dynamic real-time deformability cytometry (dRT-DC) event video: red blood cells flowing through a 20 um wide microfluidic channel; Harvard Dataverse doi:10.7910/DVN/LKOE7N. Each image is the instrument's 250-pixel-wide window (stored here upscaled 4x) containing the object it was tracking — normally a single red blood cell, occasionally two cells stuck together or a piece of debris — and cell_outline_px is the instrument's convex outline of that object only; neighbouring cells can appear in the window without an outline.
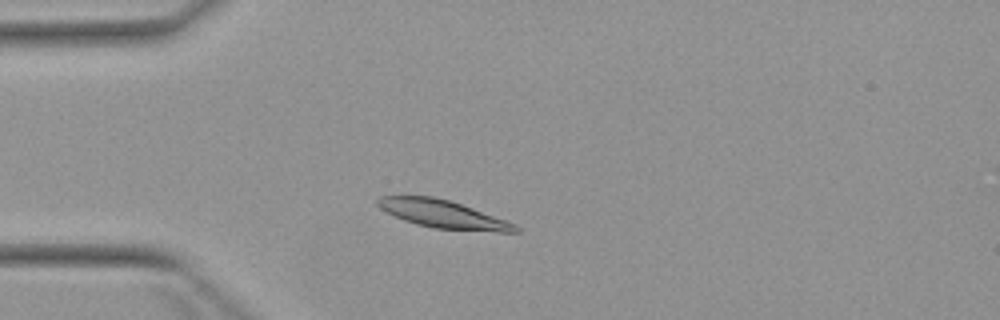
{"species": "Egyptian fruit bat (a non-hibernating species)", "species_latin": "Rousettus aegyptiacus", "temperature_condition": "warm", "stored_images_in_passage": 1, "camera_frame_rate_fps": 3000, "um_per_image_px": 0.085, "animal": {"sex": "female"}, "frame": {"image": 1, "passage_image": 1, "time_ms": 0.0, "image_size_px": [1000, 320], "cell_outline_px": [[520, 232], [500, 232], [436, 228], [416, 224], [404, 220], [380, 208], [376, 204], [376, 196], [432, 196], [448, 200], [472, 208], [516, 224], [520, 228]], "centroid_in_image_um": [37.64, 18.2], "position_along_channel_um": 47.4, "area_um2": 22.08}}